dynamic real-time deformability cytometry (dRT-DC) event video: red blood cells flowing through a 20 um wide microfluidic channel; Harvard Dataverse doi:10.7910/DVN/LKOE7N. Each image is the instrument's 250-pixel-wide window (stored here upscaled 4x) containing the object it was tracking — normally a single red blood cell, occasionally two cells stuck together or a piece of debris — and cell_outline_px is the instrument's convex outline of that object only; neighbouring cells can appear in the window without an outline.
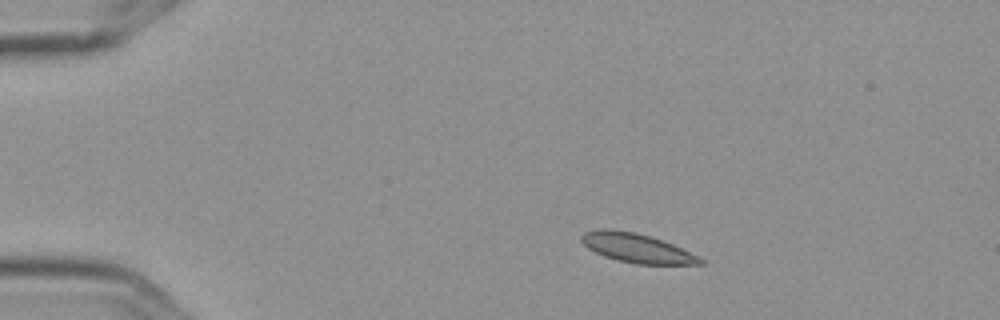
{"species": "Egyptian fruit bat (a non-hibernating species)", "species_latin": "Rousettus aegyptiacus", "temperature_condition": "cold", "stored_images_in_passage": 5, "camera_frame_rate_fps": 3000, "um_per_image_px": 0.085, "frame": {"image": 1, "passage_image": 3, "time_ms": 0.667, "image_size_px": [1000, 320], "cell_outline_px": [[704, 264], [636, 264], [616, 260], [604, 256], [588, 248], [580, 240], [580, 236], [584, 232], [600, 228], [608, 228], [636, 232], [672, 244], [700, 256], [704, 260]], "centroid_in_image_um": [54.11, 21.08], "position_along_channel_um": 30.9, "area_um2": 20.17}}